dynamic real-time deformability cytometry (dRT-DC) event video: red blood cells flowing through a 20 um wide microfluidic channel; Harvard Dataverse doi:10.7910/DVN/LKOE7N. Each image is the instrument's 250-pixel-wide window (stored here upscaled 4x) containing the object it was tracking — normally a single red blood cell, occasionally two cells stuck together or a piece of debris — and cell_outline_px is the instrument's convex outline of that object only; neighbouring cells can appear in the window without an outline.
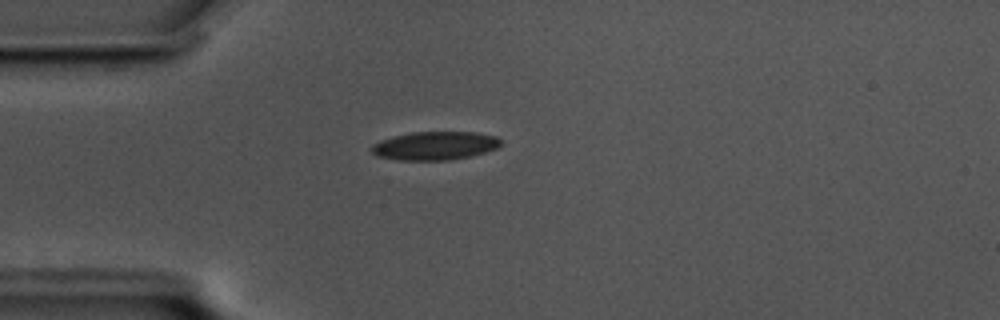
{"species": "common noctule bat (a hibernating species)", "species_latin": "Nyctalus noctula", "temperature_condition": "cold", "stored_images_in_passage": 36, "camera_frame_rate_fps": 3000, "um_per_image_px": 0.085, "animal": {"sex": "male", "body_mass_g": 17.5, "forearm_length_mm": 52.3}, "frame": {"image": 1, "passage_image": 1, "time_ms": 0.0, "image_size_px": [1000, 320], "cell_outline_px": [[500, 144], [496, 148], [484, 152], [468, 156], [448, 160], [396, 160], [376, 156], [368, 148], [372, 144], [380, 140], [392, 136], [412, 132], [476, 132], [496, 136], [500, 140]], "centroid_in_image_um": [36.89, 12.38], "position_along_channel_um": 48.1, "area_um2": 21.44}}
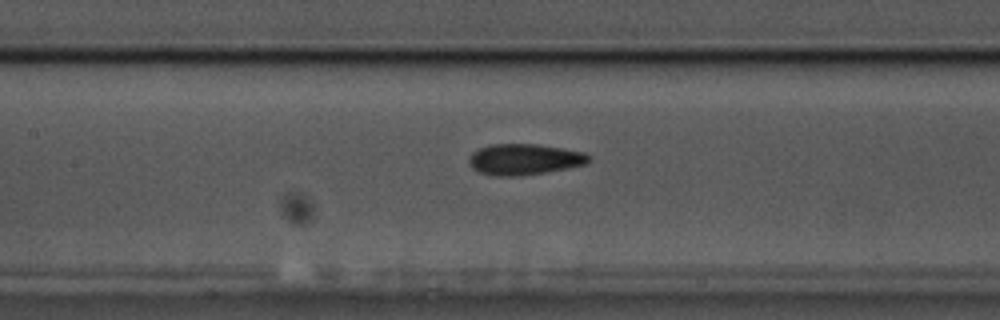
{"frame": {"image": 2, "passage_image": 12, "time_ms": 3.667, "image_size_px": [1000, 320], "cell_outline_px": [[592, 160], [584, 164], [568, 168], [520, 176], [492, 176], [480, 172], [472, 168], [468, 160], [468, 156], [472, 152], [480, 148], [492, 144], [536, 144], [564, 148], [584, 152], [592, 156]], "centroid_in_image_um": [44.57, 13.54], "position_along_channel_um": 162.8, "area_um2": 21.79}}
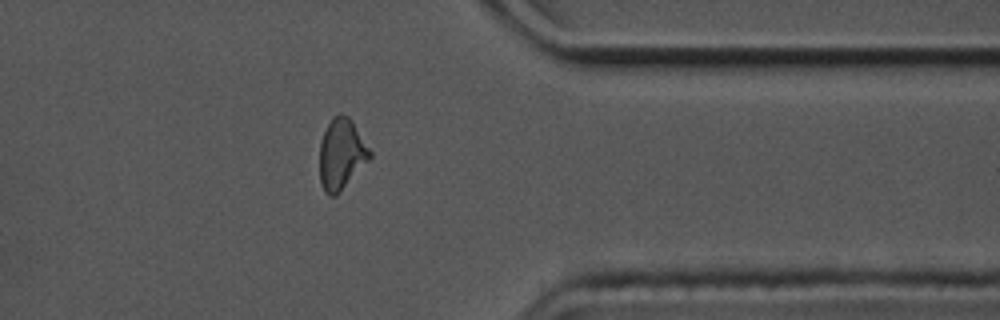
{"frame": {"image": 3, "passage_image": 32, "time_ms": 10.333, "image_size_px": [1000, 320], "cell_outline_px": [[372, 156], [336, 196], [328, 196], [324, 192], [320, 184], [320, 140], [332, 116], [340, 112], [348, 116], [372, 152]], "centroid_in_image_um": [29.0, 13.1], "position_along_channel_um": 382.4, "area_um2": 20.63}, "authors_computed_cell_mechanics": {"area_um2": 20.9814, "velocity_mm_per_s": 3.4667, "shape_relaxation_time_tau1_ms": 4.6559, "shape_relaxation_time_tau2_ms": 3.2163, "deformation_change_tau1": 0.1138, "deformation_change_tau2": 0.0779}}